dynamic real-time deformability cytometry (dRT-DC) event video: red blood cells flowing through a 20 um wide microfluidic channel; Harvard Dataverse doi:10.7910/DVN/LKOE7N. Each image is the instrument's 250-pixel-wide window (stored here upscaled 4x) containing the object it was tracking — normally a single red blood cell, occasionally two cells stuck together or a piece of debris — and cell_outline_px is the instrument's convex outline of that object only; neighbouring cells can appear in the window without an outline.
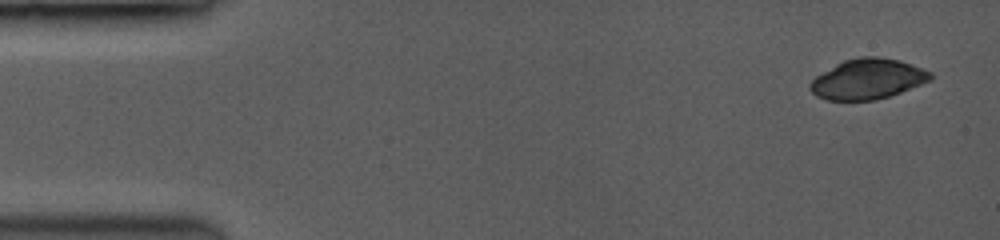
{"species": "common noctule bat (a hibernating species)", "species_latin": "Nyctalus noctula", "temperature_condition": "room temperature", "stored_images_in_passage": 6, "camera_frame_rate_fps": 3500, "um_per_image_px": 0.085, "animal": {"sex": "female", "body_mass_g": 19.0, "forearm_length_mm": 53.3}, "frame": {"image": 1, "passage_image": 1, "time_ms": 0.0, "image_size_px": [1000, 240], "cell_outline_px": [[932, 80], [900, 92], [876, 100], [828, 100], [816, 96], [808, 88], [808, 84], [816, 76], [844, 60], [864, 56], [872, 56], [896, 60], [924, 68], [932, 72]], "centroid_in_image_um": [73.75, 6.73], "position_along_channel_um": 11.3, "area_um2": 27.98}}
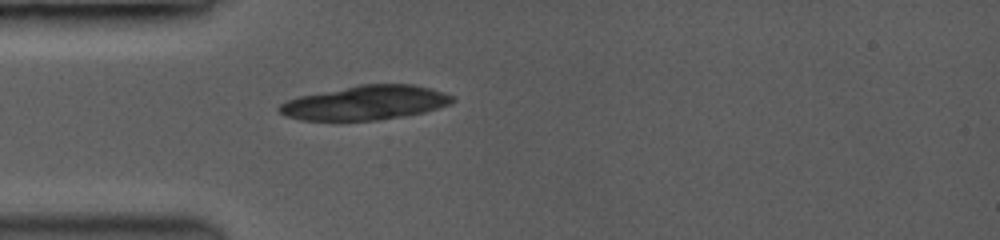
{"frame": {"image": 2, "passage_image": 6, "time_ms": 4.0, "image_size_px": [1000, 240], "cell_outline_px": [[456, 100], [448, 104], [424, 112], [404, 116], [376, 120], [300, 120], [284, 116], [276, 108], [280, 104], [288, 100], [300, 96], [360, 84], [412, 84], [428, 88], [452, 96]], "centroid_in_image_um": [31.01, 8.74], "position_along_channel_um": 54.0, "area_um2": 34.22}}